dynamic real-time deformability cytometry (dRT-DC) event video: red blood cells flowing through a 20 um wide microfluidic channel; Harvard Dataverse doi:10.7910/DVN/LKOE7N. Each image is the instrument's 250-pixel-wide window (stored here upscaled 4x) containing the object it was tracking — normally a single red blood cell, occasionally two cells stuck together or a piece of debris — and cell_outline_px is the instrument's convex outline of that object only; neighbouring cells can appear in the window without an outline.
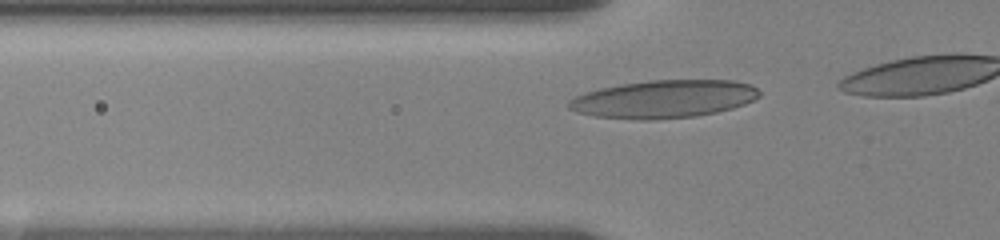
{"species": "human", "species_latin": "Homo sapiens", "temperature_condition": "room temperature", "stored_images_in_passage": 16, "camera_frame_rate_fps": 3000, "um_per_image_px": 0.085, "donor": {"sex": "female"}, "frame": {"image": 1, "passage_image": 10, "time_ms": 3.0, "image_size_px": [1000, 240], "cell_outline_px": [[760, 96], [744, 104], [732, 108], [716, 112], [696, 116], [652, 120], [640, 120], [592, 116], [576, 112], [568, 108], [568, 100], [576, 96], [600, 88], [620, 84], [648, 80], [736, 80], [752, 84], [760, 92]], "centroid_in_image_um": [56.42, 8.42], "position_along_channel_um": 69.4, "area_um2": 42.25}}
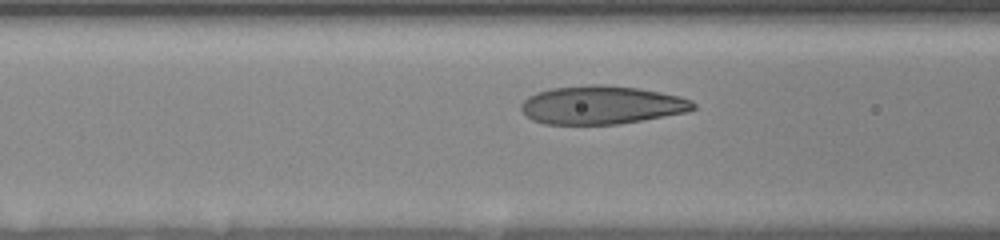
{"frame": {"image": 2, "passage_image": 14, "time_ms": 4.333, "image_size_px": [1000, 240], "cell_outline_px": [[696, 108], [688, 112], [620, 124], [544, 124], [532, 120], [520, 108], [520, 104], [528, 96], [536, 92], [552, 88], [592, 84], [600, 84], [636, 88], [660, 92], [680, 96], [692, 100], [696, 104]], "centroid_in_image_um": [51.15, 8.93], "position_along_channel_um": 115.5, "area_um2": 38.55}}